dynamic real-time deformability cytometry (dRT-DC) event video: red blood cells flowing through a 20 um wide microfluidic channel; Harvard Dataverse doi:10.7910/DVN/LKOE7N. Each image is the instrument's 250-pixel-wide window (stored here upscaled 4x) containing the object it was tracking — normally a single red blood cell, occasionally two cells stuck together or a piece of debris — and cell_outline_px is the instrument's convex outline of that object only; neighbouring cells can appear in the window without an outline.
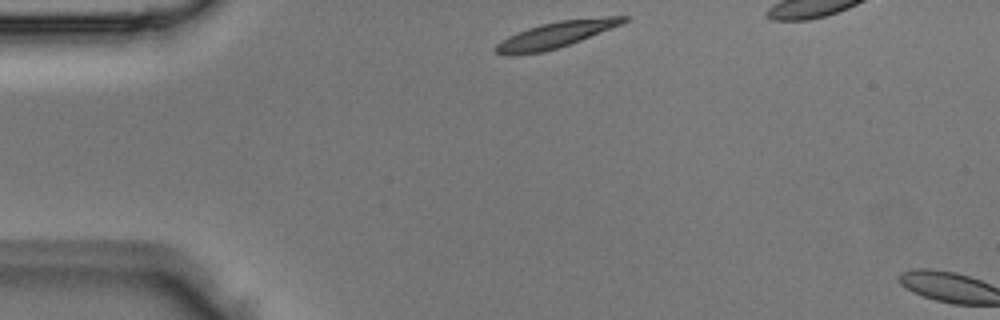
{"species": "Egyptian fruit bat (a non-hibernating species)", "species_latin": "Rousettus aegyptiacus", "temperature_condition": "room temperature", "stored_images_in_passage": 2, "camera_frame_rate_fps": 3000, "um_per_image_px": 0.085, "animal": {"sex": "male"}, "frame": {"image": 1, "passage_image": 1, "time_ms": 0.0, "image_size_px": [1000, 320], "cell_outline_px": [[632, 16], [628, 20], [620, 24], [580, 40], [544, 52], [516, 56], [508, 56], [496, 52], [492, 48], [500, 40], [516, 32], [540, 24], [560, 20], [604, 16]], "centroid_in_image_um": [47.16, 2.96], "position_along_channel_um": 37.8, "area_um2": 19.59}}